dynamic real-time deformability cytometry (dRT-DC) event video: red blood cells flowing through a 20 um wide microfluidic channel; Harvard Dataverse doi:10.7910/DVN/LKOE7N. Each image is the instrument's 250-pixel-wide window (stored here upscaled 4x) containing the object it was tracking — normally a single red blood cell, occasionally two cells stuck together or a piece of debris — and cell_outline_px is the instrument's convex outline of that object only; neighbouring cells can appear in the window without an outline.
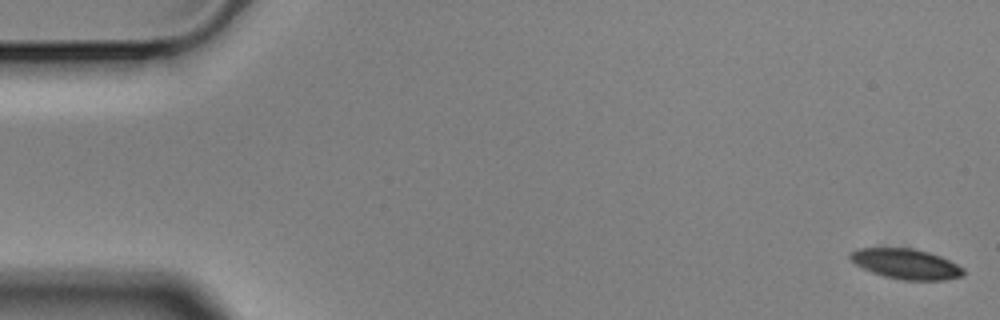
{"species": "Egyptian fruit bat (a non-hibernating species)", "species_latin": "Rousettus aegyptiacus", "temperature_condition": "cold", "stored_images_in_passage": 58, "camera_frame_rate_fps": 3000, "um_per_image_px": 0.085, "animal": {"sex": "male"}, "frame": {"image": 1, "passage_image": 1, "time_ms": 0.0, "image_size_px": [1000, 320], "cell_outline_px": [[964, 276], [944, 280], [900, 280], [884, 276], [872, 272], [856, 264], [848, 256], [848, 252], [856, 248], [912, 248], [928, 252], [940, 256], [964, 268]], "centroid_in_image_um": [77.0, 22.43], "position_along_channel_um": 8.0, "area_um2": 19.94}}
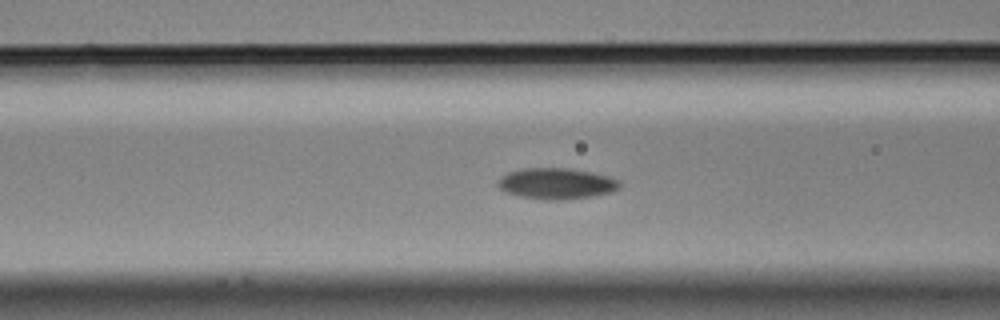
{"frame": {"image": 2, "passage_image": 22, "time_ms": 7.0, "image_size_px": [1000, 320], "cell_outline_px": [[620, 188], [612, 192], [592, 196], [560, 200], [548, 200], [520, 196], [504, 192], [496, 184], [496, 180], [500, 176], [508, 172], [520, 168], [568, 168], [592, 172], [608, 176], [620, 180]], "centroid_in_image_um": [47.27, 15.59], "position_along_channel_um": 119.3, "area_um2": 22.25}}
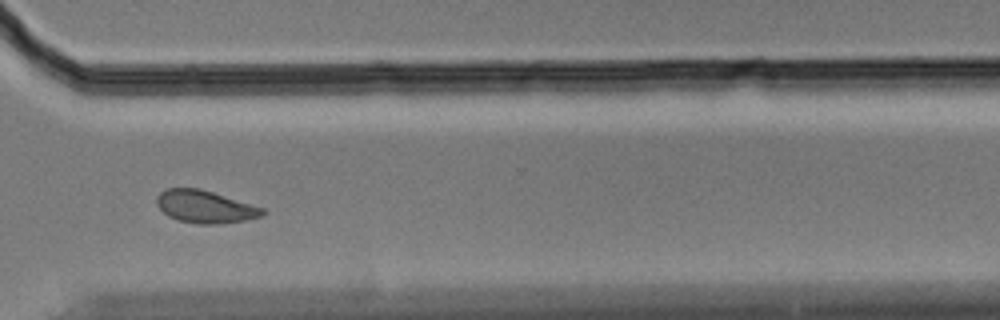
{"frame": {"image": 3, "passage_image": 42, "time_ms": 13.667, "image_size_px": [1000, 320], "cell_outline_px": [[268, 212], [264, 216], [244, 220], [220, 224], [196, 224], [176, 220], [168, 216], [156, 204], [156, 196], [160, 192], [168, 188], [200, 188], [264, 208]], "centroid_in_image_um": [17.44, 17.58], "position_along_channel_um": 353.2, "area_um2": 20.23}, "authors_computed_cell_mechanics": {"area_um2": 20.7502, "velocity_mm_per_s": 3.507, "shape_relaxation_time_tau1_ms": 4.4734, "shape_relaxation_time_tau2_ms": null, "deformation_change_tau1": 0.0961, "deformation_change_tau2": null}}